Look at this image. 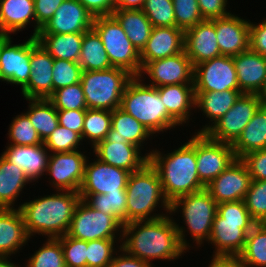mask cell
<instances>
[{
  "label": "cell",
  "mask_w": 266,
  "mask_h": 267,
  "mask_svg": "<svg viewBox=\"0 0 266 267\" xmlns=\"http://www.w3.org/2000/svg\"><path fill=\"white\" fill-rule=\"evenodd\" d=\"M19 204L27 234L58 238L68 233L75 208L81 200L74 191H57Z\"/></svg>",
  "instance_id": "cell-3"
},
{
  "label": "cell",
  "mask_w": 266,
  "mask_h": 267,
  "mask_svg": "<svg viewBox=\"0 0 266 267\" xmlns=\"http://www.w3.org/2000/svg\"><path fill=\"white\" fill-rule=\"evenodd\" d=\"M120 248L154 267L155 259L173 261L186 253L181 245L173 217L132 221L123 225ZM123 241V242H122Z\"/></svg>",
  "instance_id": "cell-1"
},
{
  "label": "cell",
  "mask_w": 266,
  "mask_h": 267,
  "mask_svg": "<svg viewBox=\"0 0 266 267\" xmlns=\"http://www.w3.org/2000/svg\"><path fill=\"white\" fill-rule=\"evenodd\" d=\"M93 20L78 0H64L38 34L84 33L93 27Z\"/></svg>",
  "instance_id": "cell-21"
},
{
  "label": "cell",
  "mask_w": 266,
  "mask_h": 267,
  "mask_svg": "<svg viewBox=\"0 0 266 267\" xmlns=\"http://www.w3.org/2000/svg\"><path fill=\"white\" fill-rule=\"evenodd\" d=\"M47 99L56 109H88L80 82L55 90Z\"/></svg>",
  "instance_id": "cell-44"
},
{
  "label": "cell",
  "mask_w": 266,
  "mask_h": 267,
  "mask_svg": "<svg viewBox=\"0 0 266 267\" xmlns=\"http://www.w3.org/2000/svg\"><path fill=\"white\" fill-rule=\"evenodd\" d=\"M82 68L78 62L54 59L52 69L53 92L81 81Z\"/></svg>",
  "instance_id": "cell-48"
},
{
  "label": "cell",
  "mask_w": 266,
  "mask_h": 267,
  "mask_svg": "<svg viewBox=\"0 0 266 267\" xmlns=\"http://www.w3.org/2000/svg\"><path fill=\"white\" fill-rule=\"evenodd\" d=\"M178 210L182 212L184 224L187 226L186 229L175 222L181 245L189 251L191 244L189 245L185 238V233L189 231L195 244L201 247L204 240L208 241L211 236L213 221L217 213V203L210 193L203 189L174 200L170 204L169 215L175 214Z\"/></svg>",
  "instance_id": "cell-7"
},
{
  "label": "cell",
  "mask_w": 266,
  "mask_h": 267,
  "mask_svg": "<svg viewBox=\"0 0 266 267\" xmlns=\"http://www.w3.org/2000/svg\"><path fill=\"white\" fill-rule=\"evenodd\" d=\"M208 267H244L238 257H213Z\"/></svg>",
  "instance_id": "cell-58"
},
{
  "label": "cell",
  "mask_w": 266,
  "mask_h": 267,
  "mask_svg": "<svg viewBox=\"0 0 266 267\" xmlns=\"http://www.w3.org/2000/svg\"><path fill=\"white\" fill-rule=\"evenodd\" d=\"M9 259V260H8ZM0 267H22L13 263L10 259V256L0 255Z\"/></svg>",
  "instance_id": "cell-60"
},
{
  "label": "cell",
  "mask_w": 266,
  "mask_h": 267,
  "mask_svg": "<svg viewBox=\"0 0 266 267\" xmlns=\"http://www.w3.org/2000/svg\"><path fill=\"white\" fill-rule=\"evenodd\" d=\"M263 104H266V77L259 92L256 94Z\"/></svg>",
  "instance_id": "cell-61"
},
{
  "label": "cell",
  "mask_w": 266,
  "mask_h": 267,
  "mask_svg": "<svg viewBox=\"0 0 266 267\" xmlns=\"http://www.w3.org/2000/svg\"><path fill=\"white\" fill-rule=\"evenodd\" d=\"M32 183L25 172L0 156V208L14 209L15 200L26 184Z\"/></svg>",
  "instance_id": "cell-32"
},
{
  "label": "cell",
  "mask_w": 266,
  "mask_h": 267,
  "mask_svg": "<svg viewBox=\"0 0 266 267\" xmlns=\"http://www.w3.org/2000/svg\"><path fill=\"white\" fill-rule=\"evenodd\" d=\"M93 28L101 37L111 65L125 69L133 76H139L142 70L140 53L116 18L113 15L96 17Z\"/></svg>",
  "instance_id": "cell-9"
},
{
  "label": "cell",
  "mask_w": 266,
  "mask_h": 267,
  "mask_svg": "<svg viewBox=\"0 0 266 267\" xmlns=\"http://www.w3.org/2000/svg\"><path fill=\"white\" fill-rule=\"evenodd\" d=\"M231 144L211 140L205 133H196V162L200 181L207 186L235 160Z\"/></svg>",
  "instance_id": "cell-12"
},
{
  "label": "cell",
  "mask_w": 266,
  "mask_h": 267,
  "mask_svg": "<svg viewBox=\"0 0 266 267\" xmlns=\"http://www.w3.org/2000/svg\"><path fill=\"white\" fill-rule=\"evenodd\" d=\"M249 48L266 57V19L257 24L250 21Z\"/></svg>",
  "instance_id": "cell-55"
},
{
  "label": "cell",
  "mask_w": 266,
  "mask_h": 267,
  "mask_svg": "<svg viewBox=\"0 0 266 267\" xmlns=\"http://www.w3.org/2000/svg\"><path fill=\"white\" fill-rule=\"evenodd\" d=\"M127 223L155 220L170 214V203L166 199L159 175L147 162L141 169L130 173L127 186ZM161 203V204H160ZM161 205L166 214H151Z\"/></svg>",
  "instance_id": "cell-6"
},
{
  "label": "cell",
  "mask_w": 266,
  "mask_h": 267,
  "mask_svg": "<svg viewBox=\"0 0 266 267\" xmlns=\"http://www.w3.org/2000/svg\"><path fill=\"white\" fill-rule=\"evenodd\" d=\"M233 60L240 91L257 94L266 77V57L249 48L234 56Z\"/></svg>",
  "instance_id": "cell-26"
},
{
  "label": "cell",
  "mask_w": 266,
  "mask_h": 267,
  "mask_svg": "<svg viewBox=\"0 0 266 267\" xmlns=\"http://www.w3.org/2000/svg\"><path fill=\"white\" fill-rule=\"evenodd\" d=\"M88 161L89 159H87L83 182L78 192L82 200L89 195L126 192L129 171L108 165L97 158L91 163Z\"/></svg>",
  "instance_id": "cell-14"
},
{
  "label": "cell",
  "mask_w": 266,
  "mask_h": 267,
  "mask_svg": "<svg viewBox=\"0 0 266 267\" xmlns=\"http://www.w3.org/2000/svg\"><path fill=\"white\" fill-rule=\"evenodd\" d=\"M94 17L112 15L116 10L114 0H78Z\"/></svg>",
  "instance_id": "cell-56"
},
{
  "label": "cell",
  "mask_w": 266,
  "mask_h": 267,
  "mask_svg": "<svg viewBox=\"0 0 266 267\" xmlns=\"http://www.w3.org/2000/svg\"><path fill=\"white\" fill-rule=\"evenodd\" d=\"M244 202L257 224L266 223V180H252Z\"/></svg>",
  "instance_id": "cell-45"
},
{
  "label": "cell",
  "mask_w": 266,
  "mask_h": 267,
  "mask_svg": "<svg viewBox=\"0 0 266 267\" xmlns=\"http://www.w3.org/2000/svg\"><path fill=\"white\" fill-rule=\"evenodd\" d=\"M237 159L245 154L266 148V104H262L232 144Z\"/></svg>",
  "instance_id": "cell-31"
},
{
  "label": "cell",
  "mask_w": 266,
  "mask_h": 267,
  "mask_svg": "<svg viewBox=\"0 0 266 267\" xmlns=\"http://www.w3.org/2000/svg\"><path fill=\"white\" fill-rule=\"evenodd\" d=\"M64 253L65 267H87V241L70 237H58Z\"/></svg>",
  "instance_id": "cell-49"
},
{
  "label": "cell",
  "mask_w": 266,
  "mask_h": 267,
  "mask_svg": "<svg viewBox=\"0 0 266 267\" xmlns=\"http://www.w3.org/2000/svg\"><path fill=\"white\" fill-rule=\"evenodd\" d=\"M31 20L35 25L31 37H36L34 0H0V34L23 31Z\"/></svg>",
  "instance_id": "cell-28"
},
{
  "label": "cell",
  "mask_w": 266,
  "mask_h": 267,
  "mask_svg": "<svg viewBox=\"0 0 266 267\" xmlns=\"http://www.w3.org/2000/svg\"><path fill=\"white\" fill-rule=\"evenodd\" d=\"M82 137L62 125L58 127L43 142L46 149L52 153L72 152L78 150Z\"/></svg>",
  "instance_id": "cell-47"
},
{
  "label": "cell",
  "mask_w": 266,
  "mask_h": 267,
  "mask_svg": "<svg viewBox=\"0 0 266 267\" xmlns=\"http://www.w3.org/2000/svg\"><path fill=\"white\" fill-rule=\"evenodd\" d=\"M118 250L123 254H118L116 252V256L114 255L113 261L111 263L113 267H153L149 263L135 256L127 254L124 250L120 248V246L118 247Z\"/></svg>",
  "instance_id": "cell-57"
},
{
  "label": "cell",
  "mask_w": 266,
  "mask_h": 267,
  "mask_svg": "<svg viewBox=\"0 0 266 267\" xmlns=\"http://www.w3.org/2000/svg\"><path fill=\"white\" fill-rule=\"evenodd\" d=\"M36 38L54 59L78 62L84 33L38 34Z\"/></svg>",
  "instance_id": "cell-35"
},
{
  "label": "cell",
  "mask_w": 266,
  "mask_h": 267,
  "mask_svg": "<svg viewBox=\"0 0 266 267\" xmlns=\"http://www.w3.org/2000/svg\"><path fill=\"white\" fill-rule=\"evenodd\" d=\"M112 15L122 26L127 37L140 53L145 47L153 28L147 16L141 9H116Z\"/></svg>",
  "instance_id": "cell-34"
},
{
  "label": "cell",
  "mask_w": 266,
  "mask_h": 267,
  "mask_svg": "<svg viewBox=\"0 0 266 267\" xmlns=\"http://www.w3.org/2000/svg\"><path fill=\"white\" fill-rule=\"evenodd\" d=\"M9 126V144L19 146L43 144V141L25 113H21V115H18L15 118L13 117Z\"/></svg>",
  "instance_id": "cell-42"
},
{
  "label": "cell",
  "mask_w": 266,
  "mask_h": 267,
  "mask_svg": "<svg viewBox=\"0 0 266 267\" xmlns=\"http://www.w3.org/2000/svg\"><path fill=\"white\" fill-rule=\"evenodd\" d=\"M29 238L20 210L0 208V255L17 254Z\"/></svg>",
  "instance_id": "cell-27"
},
{
  "label": "cell",
  "mask_w": 266,
  "mask_h": 267,
  "mask_svg": "<svg viewBox=\"0 0 266 267\" xmlns=\"http://www.w3.org/2000/svg\"><path fill=\"white\" fill-rule=\"evenodd\" d=\"M149 162L157 171L170 204L177 198L206 188L197 171L196 133L170 153L163 154L153 149L149 152Z\"/></svg>",
  "instance_id": "cell-2"
},
{
  "label": "cell",
  "mask_w": 266,
  "mask_h": 267,
  "mask_svg": "<svg viewBox=\"0 0 266 267\" xmlns=\"http://www.w3.org/2000/svg\"><path fill=\"white\" fill-rule=\"evenodd\" d=\"M141 10L153 27H176L172 0H145Z\"/></svg>",
  "instance_id": "cell-43"
},
{
  "label": "cell",
  "mask_w": 266,
  "mask_h": 267,
  "mask_svg": "<svg viewBox=\"0 0 266 267\" xmlns=\"http://www.w3.org/2000/svg\"><path fill=\"white\" fill-rule=\"evenodd\" d=\"M88 158L79 150L50 153L46 171L51 178L50 186L57 191L79 192Z\"/></svg>",
  "instance_id": "cell-15"
},
{
  "label": "cell",
  "mask_w": 266,
  "mask_h": 267,
  "mask_svg": "<svg viewBox=\"0 0 266 267\" xmlns=\"http://www.w3.org/2000/svg\"><path fill=\"white\" fill-rule=\"evenodd\" d=\"M112 116L109 110L100 109H86L83 129L82 140L89 139L91 148L97 143L104 140L106 135L111 130Z\"/></svg>",
  "instance_id": "cell-39"
},
{
  "label": "cell",
  "mask_w": 266,
  "mask_h": 267,
  "mask_svg": "<svg viewBox=\"0 0 266 267\" xmlns=\"http://www.w3.org/2000/svg\"><path fill=\"white\" fill-rule=\"evenodd\" d=\"M252 180H266V148L255 150L242 156Z\"/></svg>",
  "instance_id": "cell-51"
},
{
  "label": "cell",
  "mask_w": 266,
  "mask_h": 267,
  "mask_svg": "<svg viewBox=\"0 0 266 267\" xmlns=\"http://www.w3.org/2000/svg\"><path fill=\"white\" fill-rule=\"evenodd\" d=\"M240 90L233 57L221 55L194 66V92Z\"/></svg>",
  "instance_id": "cell-13"
},
{
  "label": "cell",
  "mask_w": 266,
  "mask_h": 267,
  "mask_svg": "<svg viewBox=\"0 0 266 267\" xmlns=\"http://www.w3.org/2000/svg\"><path fill=\"white\" fill-rule=\"evenodd\" d=\"M257 223L250 216L244 200L217 204L208 244L215 246L213 257H238L247 234Z\"/></svg>",
  "instance_id": "cell-4"
},
{
  "label": "cell",
  "mask_w": 266,
  "mask_h": 267,
  "mask_svg": "<svg viewBox=\"0 0 266 267\" xmlns=\"http://www.w3.org/2000/svg\"><path fill=\"white\" fill-rule=\"evenodd\" d=\"M133 77L127 70L118 67L83 71L80 83L87 108L109 111L119 108L124 90Z\"/></svg>",
  "instance_id": "cell-8"
},
{
  "label": "cell",
  "mask_w": 266,
  "mask_h": 267,
  "mask_svg": "<svg viewBox=\"0 0 266 267\" xmlns=\"http://www.w3.org/2000/svg\"><path fill=\"white\" fill-rule=\"evenodd\" d=\"M134 76L127 84L120 108L142 123L153 135L180 124L168 113L156 87Z\"/></svg>",
  "instance_id": "cell-5"
},
{
  "label": "cell",
  "mask_w": 266,
  "mask_h": 267,
  "mask_svg": "<svg viewBox=\"0 0 266 267\" xmlns=\"http://www.w3.org/2000/svg\"><path fill=\"white\" fill-rule=\"evenodd\" d=\"M116 9H142L145 0H114Z\"/></svg>",
  "instance_id": "cell-59"
},
{
  "label": "cell",
  "mask_w": 266,
  "mask_h": 267,
  "mask_svg": "<svg viewBox=\"0 0 266 267\" xmlns=\"http://www.w3.org/2000/svg\"><path fill=\"white\" fill-rule=\"evenodd\" d=\"M214 19L204 20L185 30L184 50L193 66L221 56Z\"/></svg>",
  "instance_id": "cell-23"
},
{
  "label": "cell",
  "mask_w": 266,
  "mask_h": 267,
  "mask_svg": "<svg viewBox=\"0 0 266 267\" xmlns=\"http://www.w3.org/2000/svg\"><path fill=\"white\" fill-rule=\"evenodd\" d=\"M176 27L184 31L204 21L197 0H172Z\"/></svg>",
  "instance_id": "cell-50"
},
{
  "label": "cell",
  "mask_w": 266,
  "mask_h": 267,
  "mask_svg": "<svg viewBox=\"0 0 266 267\" xmlns=\"http://www.w3.org/2000/svg\"><path fill=\"white\" fill-rule=\"evenodd\" d=\"M262 104L256 94H241L234 105L205 134L211 140L232 145Z\"/></svg>",
  "instance_id": "cell-11"
},
{
  "label": "cell",
  "mask_w": 266,
  "mask_h": 267,
  "mask_svg": "<svg viewBox=\"0 0 266 267\" xmlns=\"http://www.w3.org/2000/svg\"><path fill=\"white\" fill-rule=\"evenodd\" d=\"M85 201L94 209L106 215H114L123 225L127 223L126 192L89 195Z\"/></svg>",
  "instance_id": "cell-40"
},
{
  "label": "cell",
  "mask_w": 266,
  "mask_h": 267,
  "mask_svg": "<svg viewBox=\"0 0 266 267\" xmlns=\"http://www.w3.org/2000/svg\"><path fill=\"white\" fill-rule=\"evenodd\" d=\"M11 35H2L0 50V79L8 84L27 85L32 71L31 37L22 44H12Z\"/></svg>",
  "instance_id": "cell-16"
},
{
  "label": "cell",
  "mask_w": 266,
  "mask_h": 267,
  "mask_svg": "<svg viewBox=\"0 0 266 267\" xmlns=\"http://www.w3.org/2000/svg\"><path fill=\"white\" fill-rule=\"evenodd\" d=\"M54 58L37 41L31 37V73L29 82L21 90L25 99L45 98L53 93L52 69Z\"/></svg>",
  "instance_id": "cell-20"
},
{
  "label": "cell",
  "mask_w": 266,
  "mask_h": 267,
  "mask_svg": "<svg viewBox=\"0 0 266 267\" xmlns=\"http://www.w3.org/2000/svg\"><path fill=\"white\" fill-rule=\"evenodd\" d=\"M26 264L25 267H65L60 240L48 238L43 246L27 260Z\"/></svg>",
  "instance_id": "cell-41"
},
{
  "label": "cell",
  "mask_w": 266,
  "mask_h": 267,
  "mask_svg": "<svg viewBox=\"0 0 266 267\" xmlns=\"http://www.w3.org/2000/svg\"><path fill=\"white\" fill-rule=\"evenodd\" d=\"M228 0H197L204 20L217 19L230 14L226 9Z\"/></svg>",
  "instance_id": "cell-54"
},
{
  "label": "cell",
  "mask_w": 266,
  "mask_h": 267,
  "mask_svg": "<svg viewBox=\"0 0 266 267\" xmlns=\"http://www.w3.org/2000/svg\"><path fill=\"white\" fill-rule=\"evenodd\" d=\"M2 155L25 172L31 182L46 175L50 153L44 143L40 145L19 146L8 144Z\"/></svg>",
  "instance_id": "cell-25"
},
{
  "label": "cell",
  "mask_w": 266,
  "mask_h": 267,
  "mask_svg": "<svg viewBox=\"0 0 266 267\" xmlns=\"http://www.w3.org/2000/svg\"><path fill=\"white\" fill-rule=\"evenodd\" d=\"M252 178L241 159H236L218 177L213 179L206 190L217 204L244 200Z\"/></svg>",
  "instance_id": "cell-18"
},
{
  "label": "cell",
  "mask_w": 266,
  "mask_h": 267,
  "mask_svg": "<svg viewBox=\"0 0 266 267\" xmlns=\"http://www.w3.org/2000/svg\"><path fill=\"white\" fill-rule=\"evenodd\" d=\"M238 258L244 267H266V223L256 224L247 234Z\"/></svg>",
  "instance_id": "cell-38"
},
{
  "label": "cell",
  "mask_w": 266,
  "mask_h": 267,
  "mask_svg": "<svg viewBox=\"0 0 266 267\" xmlns=\"http://www.w3.org/2000/svg\"><path fill=\"white\" fill-rule=\"evenodd\" d=\"M157 90L168 113L180 125L189 123L191 110L195 109L194 84L166 85Z\"/></svg>",
  "instance_id": "cell-29"
},
{
  "label": "cell",
  "mask_w": 266,
  "mask_h": 267,
  "mask_svg": "<svg viewBox=\"0 0 266 267\" xmlns=\"http://www.w3.org/2000/svg\"><path fill=\"white\" fill-rule=\"evenodd\" d=\"M214 26L221 55L234 57L249 49V20L230 13L214 19Z\"/></svg>",
  "instance_id": "cell-22"
},
{
  "label": "cell",
  "mask_w": 266,
  "mask_h": 267,
  "mask_svg": "<svg viewBox=\"0 0 266 267\" xmlns=\"http://www.w3.org/2000/svg\"><path fill=\"white\" fill-rule=\"evenodd\" d=\"M85 112L86 109H57L59 125H62L68 129H71L74 132H77L82 137Z\"/></svg>",
  "instance_id": "cell-53"
},
{
  "label": "cell",
  "mask_w": 266,
  "mask_h": 267,
  "mask_svg": "<svg viewBox=\"0 0 266 267\" xmlns=\"http://www.w3.org/2000/svg\"><path fill=\"white\" fill-rule=\"evenodd\" d=\"M141 149L122 137L105 138L93 147L98 160L130 173L141 169L149 162V153L141 154Z\"/></svg>",
  "instance_id": "cell-19"
},
{
  "label": "cell",
  "mask_w": 266,
  "mask_h": 267,
  "mask_svg": "<svg viewBox=\"0 0 266 267\" xmlns=\"http://www.w3.org/2000/svg\"><path fill=\"white\" fill-rule=\"evenodd\" d=\"M143 74V75H142ZM148 75L150 86L194 84V66L185 50L174 56L148 62L139 77Z\"/></svg>",
  "instance_id": "cell-17"
},
{
  "label": "cell",
  "mask_w": 266,
  "mask_h": 267,
  "mask_svg": "<svg viewBox=\"0 0 266 267\" xmlns=\"http://www.w3.org/2000/svg\"><path fill=\"white\" fill-rule=\"evenodd\" d=\"M1 47H2V34H0V50H1Z\"/></svg>",
  "instance_id": "cell-62"
},
{
  "label": "cell",
  "mask_w": 266,
  "mask_h": 267,
  "mask_svg": "<svg viewBox=\"0 0 266 267\" xmlns=\"http://www.w3.org/2000/svg\"><path fill=\"white\" fill-rule=\"evenodd\" d=\"M117 239H97L87 241V267L110 266L117 249ZM116 249V250H115Z\"/></svg>",
  "instance_id": "cell-46"
},
{
  "label": "cell",
  "mask_w": 266,
  "mask_h": 267,
  "mask_svg": "<svg viewBox=\"0 0 266 267\" xmlns=\"http://www.w3.org/2000/svg\"><path fill=\"white\" fill-rule=\"evenodd\" d=\"M64 0H34L36 36L47 22L53 17L55 11Z\"/></svg>",
  "instance_id": "cell-52"
},
{
  "label": "cell",
  "mask_w": 266,
  "mask_h": 267,
  "mask_svg": "<svg viewBox=\"0 0 266 267\" xmlns=\"http://www.w3.org/2000/svg\"><path fill=\"white\" fill-rule=\"evenodd\" d=\"M78 63L83 71H103L113 67L101 37L93 27L84 32Z\"/></svg>",
  "instance_id": "cell-36"
},
{
  "label": "cell",
  "mask_w": 266,
  "mask_h": 267,
  "mask_svg": "<svg viewBox=\"0 0 266 267\" xmlns=\"http://www.w3.org/2000/svg\"><path fill=\"white\" fill-rule=\"evenodd\" d=\"M123 224L114 215H106L92 208L85 200L77 204L68 231L70 237L90 241L97 239H116L122 234Z\"/></svg>",
  "instance_id": "cell-10"
},
{
  "label": "cell",
  "mask_w": 266,
  "mask_h": 267,
  "mask_svg": "<svg viewBox=\"0 0 266 267\" xmlns=\"http://www.w3.org/2000/svg\"><path fill=\"white\" fill-rule=\"evenodd\" d=\"M185 31L178 27H153L140 52L142 68L150 61L174 56L184 51Z\"/></svg>",
  "instance_id": "cell-24"
},
{
  "label": "cell",
  "mask_w": 266,
  "mask_h": 267,
  "mask_svg": "<svg viewBox=\"0 0 266 267\" xmlns=\"http://www.w3.org/2000/svg\"><path fill=\"white\" fill-rule=\"evenodd\" d=\"M195 93V109L199 108L209 123L202 126L195 133H205L218 119H220L236 102L241 94L240 90L226 91H210V92H194ZM210 122L211 125H210Z\"/></svg>",
  "instance_id": "cell-30"
},
{
  "label": "cell",
  "mask_w": 266,
  "mask_h": 267,
  "mask_svg": "<svg viewBox=\"0 0 266 267\" xmlns=\"http://www.w3.org/2000/svg\"><path fill=\"white\" fill-rule=\"evenodd\" d=\"M26 100L29 101V106L25 114L44 142L59 125L57 109L45 98H29Z\"/></svg>",
  "instance_id": "cell-37"
},
{
  "label": "cell",
  "mask_w": 266,
  "mask_h": 267,
  "mask_svg": "<svg viewBox=\"0 0 266 267\" xmlns=\"http://www.w3.org/2000/svg\"><path fill=\"white\" fill-rule=\"evenodd\" d=\"M111 116V130L106 135V138L122 139L123 137L127 142L142 149L145 140L147 141L150 136H153L142 123L120 107L112 110Z\"/></svg>",
  "instance_id": "cell-33"
}]
</instances>
